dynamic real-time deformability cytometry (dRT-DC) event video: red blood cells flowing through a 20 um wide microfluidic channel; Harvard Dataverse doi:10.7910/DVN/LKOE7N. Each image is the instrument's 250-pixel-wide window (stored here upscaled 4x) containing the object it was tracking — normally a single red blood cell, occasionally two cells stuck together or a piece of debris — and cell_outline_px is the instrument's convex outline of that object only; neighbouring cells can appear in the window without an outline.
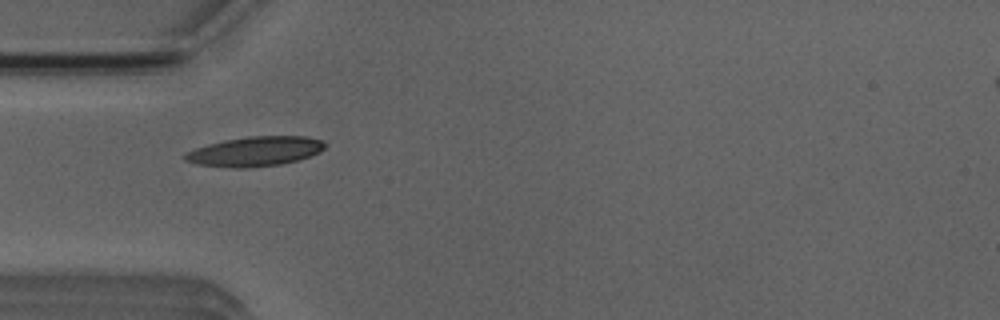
{"species": "Egyptian fruit bat (a non-hibernating species)", "species_latin": "Rousettus aegyptiacus", "temperature_condition": "room temperature", "stored_images_in_passage": 7, "camera_frame_rate_fps": 3000, "um_per_image_px": 0.085, "animal": {"sex": "male"}, "frame": {"image": 1, "passage_image": 4, "time_ms": 4.333, "image_size_px": [1000, 320], "cell_outline_px": [[324, 148], [320, 152], [296, 160], [280, 164], [244, 168], [232, 168], [196, 164], [184, 160], [180, 156], [184, 152], [208, 144], [224, 140], [248, 136], [304, 136], [320, 140], [324, 144]], "centroid_in_image_um": [21.59, 12.87], "position_along_channel_um": 63.4, "area_um2": 24.1}}
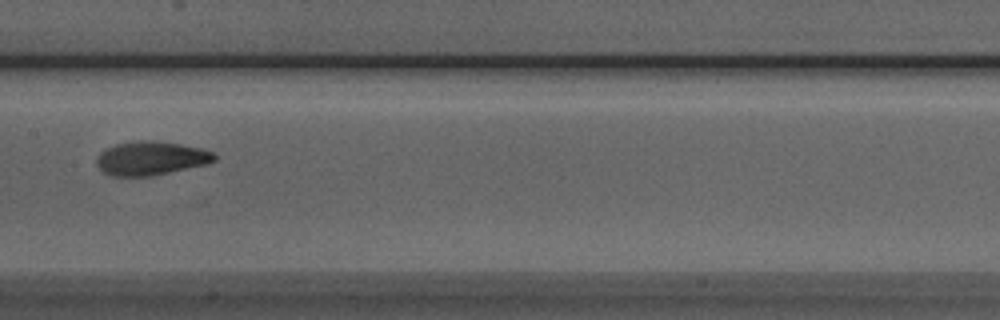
{"frame": {"image": 2, "passage_image": 7, "time_ms": 7.667, "image_size_px": [1000, 320], "cell_outline_px": [[216, 160], [208, 164], [152, 176], [112, 176], [104, 172], [96, 164], [96, 160], [100, 152], [116, 144], [140, 140], [148, 140], [180, 144], [200, 148], [216, 152]], "centroid_in_image_um": [12.86, 13.46], "position_along_channel_um": 194.5, "area_um2": 23.18}}